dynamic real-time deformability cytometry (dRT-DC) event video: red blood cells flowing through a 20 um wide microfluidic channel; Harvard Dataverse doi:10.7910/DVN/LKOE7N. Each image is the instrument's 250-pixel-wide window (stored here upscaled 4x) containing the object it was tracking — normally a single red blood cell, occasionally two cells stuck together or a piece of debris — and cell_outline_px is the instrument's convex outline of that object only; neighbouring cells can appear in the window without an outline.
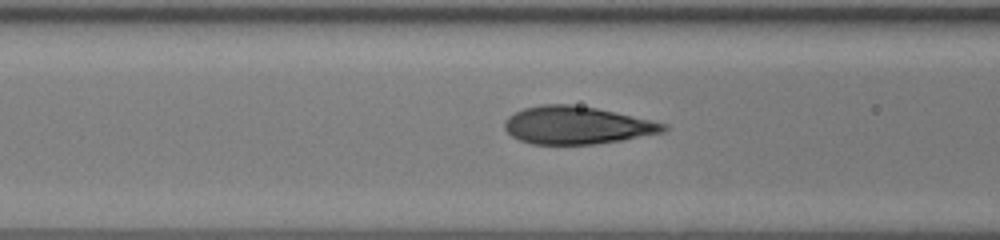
{"species": "human", "species_latin": "Homo sapiens", "temperature_condition": "room temperature", "stored_images_in_passage": 35, "camera_frame_rate_fps": 3000, "um_per_image_px": 0.085, "donor": {"sex": "female"}, "frame": {"image": 1, "passage_image": 5, "time_ms": 1.333, "image_size_px": [1000, 240], "cell_outline_px": [[668, 128], [664, 132], [620, 140], [596, 144], [532, 144], [520, 140], [512, 136], [504, 128], [504, 124], [508, 116], [524, 108], [540, 104], [568, 104], [596, 108], [668, 124]], "centroid_in_image_um": [49.01, 10.65], "position_along_channel_um": 117.6, "area_um2": 34.62}}
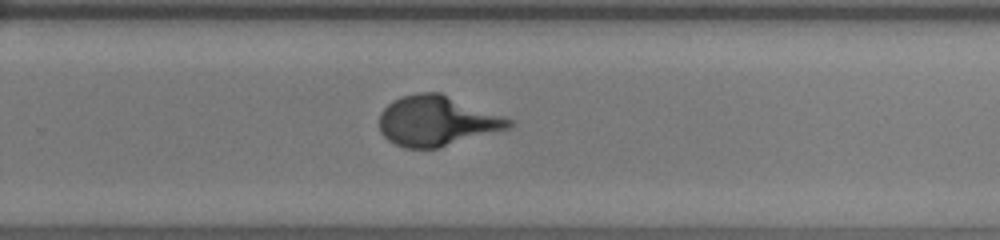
{"frame": {"image": 2, "passage_image": 18, "time_ms": 5.667, "image_size_px": [1000, 240], "cell_outline_px": [[512, 128], [440, 148], [404, 148], [388, 140], [380, 132], [380, 112], [392, 100], [416, 92], [440, 92], [512, 120]], "centroid_in_image_um": [37.12, 10.29], "position_along_channel_um": 292.7, "area_um2": 37.86}}
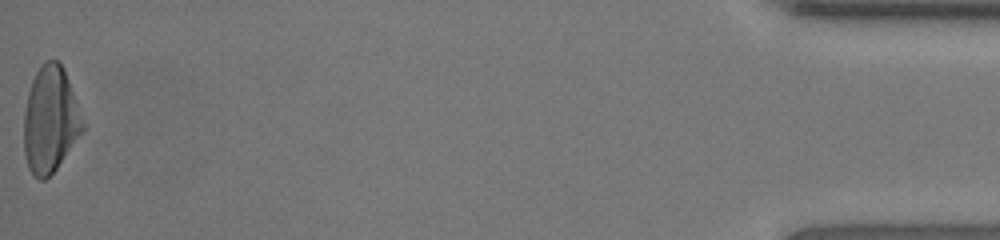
{"frame": {"image": 3, "passage_image": 35, "time_ms": 11.333, "image_size_px": [1000, 240], "cell_outline_px": [[84, 132], [56, 168], [44, 180], [40, 180], [28, 168], [24, 152], [24, 112], [28, 92], [32, 80], [36, 72], [44, 60], [56, 60], [64, 68], [84, 120]], "centroid_in_image_um": [4.28, 10.16], "position_along_channel_um": 430.9, "area_um2": 36.41}}